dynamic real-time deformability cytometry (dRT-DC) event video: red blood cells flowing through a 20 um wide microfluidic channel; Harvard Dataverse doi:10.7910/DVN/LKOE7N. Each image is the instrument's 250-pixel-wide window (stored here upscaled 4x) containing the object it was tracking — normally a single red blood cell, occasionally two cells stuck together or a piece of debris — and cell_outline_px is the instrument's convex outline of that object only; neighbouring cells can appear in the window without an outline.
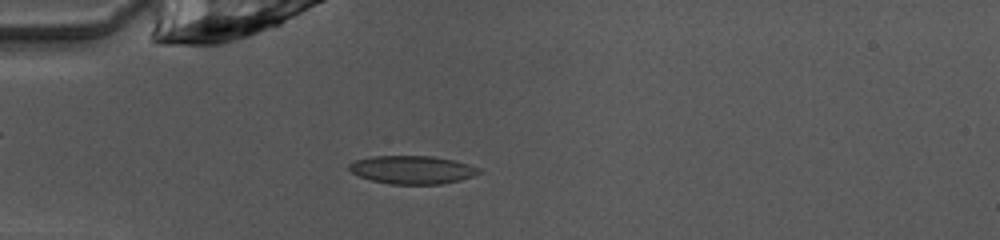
{"species": "common noctule bat (a hibernating species)", "species_latin": "Nyctalus noctula", "temperature_condition": "warm", "stored_images_in_passage": 37, "camera_frame_rate_fps": 3000, "um_per_image_px": 0.085, "animal": {"sex": "female", "body_mass_g": 10.0, "forearm_length_mm": 53.1}, "frame": {"image": 1, "passage_image": 2, "time_ms": 0.333, "image_size_px": [1000, 240], "cell_outline_px": [[484, 172], [460, 180], [440, 184], [388, 184], [372, 180], [360, 176], [352, 172], [348, 168], [348, 164], [356, 160], [372, 156], [432, 156], [452, 160], [468, 164], [480, 168]], "centroid_in_image_um": [35.05, 14.43], "position_along_channel_um": 49.9, "area_um2": 21.27}}
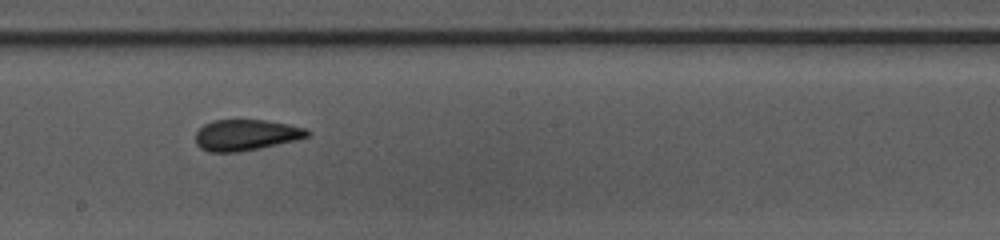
{"frame": {"image": 2, "passage_image": 16, "time_ms": 5.0, "image_size_px": [1000, 240], "cell_outline_px": [[312, 132], [308, 136], [296, 140], [260, 148], [236, 152], [208, 152], [200, 148], [196, 144], [196, 132], [204, 124], [212, 120], [264, 120], [288, 124], [308, 128]], "centroid_in_image_um": [20.91, 11.47], "position_along_channel_um": 227.3, "area_um2": 20.29}}
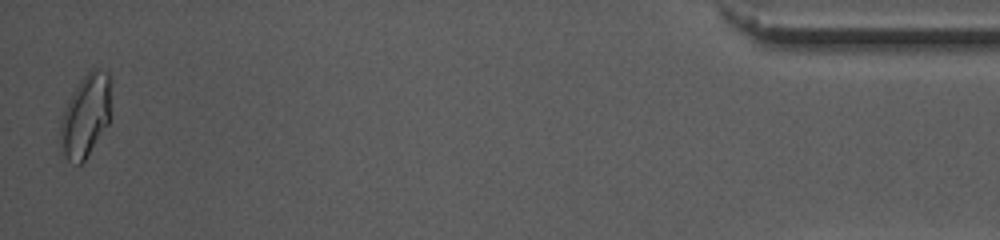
{"frame": {"image": 3, "passage_image": 37, "time_ms": 12.0, "image_size_px": [1000, 240], "cell_outline_px": [[108, 124], [84, 160], [80, 164], [76, 164], [68, 160], [60, 144], [60, 120], [64, 108], [72, 92], [80, 80], [92, 68], [96, 68], [108, 72]], "centroid_in_image_um": [7.22, 9.84], "position_along_channel_um": 428.0, "area_um2": 23.7}, "authors_computed_cell_mechanics": {"area_um2": 20.4034, "velocity_mm_per_s": 4.0419, "shape_relaxation_time_tau1_ms": null, "shape_relaxation_time_tau2_ms": 1.8457, "deformation_change_tau1": null, "deformation_change_tau2": 0.0559}}